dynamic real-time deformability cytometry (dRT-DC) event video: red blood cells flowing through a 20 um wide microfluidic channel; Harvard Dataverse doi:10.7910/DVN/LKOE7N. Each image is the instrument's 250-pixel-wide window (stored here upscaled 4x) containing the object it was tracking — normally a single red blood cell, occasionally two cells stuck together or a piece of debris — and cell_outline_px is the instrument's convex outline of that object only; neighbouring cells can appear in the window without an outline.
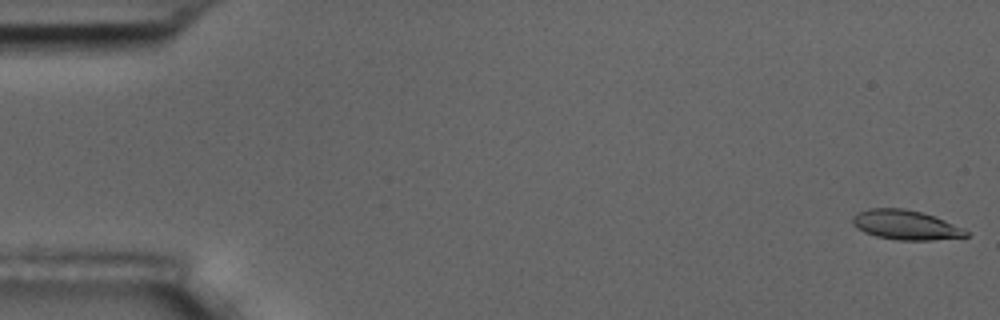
{"species": "common noctule bat (a hibernating species)", "species_latin": "Nyctalus noctula", "temperature_condition": "room temperature", "stored_images_in_passage": 6, "camera_frame_rate_fps": 3000, "um_per_image_px": 0.085, "animal": {"sex": "male", "body_mass_g": 17.5, "forearm_length_mm": 52.3}, "frame": {"image": 1, "passage_image": 1, "time_ms": 0.0, "image_size_px": [1000, 320], "cell_outline_px": [[968, 236], [932, 240], [896, 240], [876, 236], [864, 232], [856, 228], [852, 224], [852, 216], [856, 212], [868, 208], [904, 208], [920, 212], [944, 220], [964, 228], [968, 232]], "centroid_in_image_um": [76.92, 19.11], "position_along_channel_um": 8.1, "area_um2": 19.59}}